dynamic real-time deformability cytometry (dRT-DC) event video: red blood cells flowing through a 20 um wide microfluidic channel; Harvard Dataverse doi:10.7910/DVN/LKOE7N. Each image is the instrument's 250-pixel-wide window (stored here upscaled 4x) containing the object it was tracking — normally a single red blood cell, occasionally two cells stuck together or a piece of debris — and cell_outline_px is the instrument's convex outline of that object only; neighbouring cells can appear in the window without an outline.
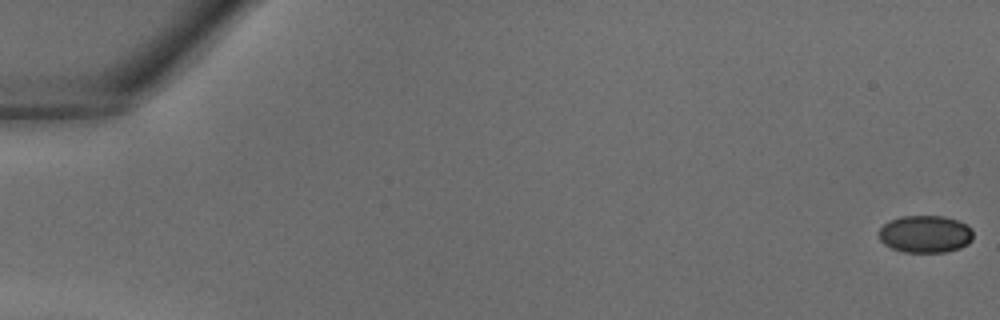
{"species": "common noctule bat (a hibernating species)", "species_latin": "Nyctalus noctula", "temperature_condition": "warm", "stored_images_in_passage": 40, "camera_frame_rate_fps": 3000, "um_per_image_px": 0.085, "animal": {"sex": "male", "body_mass_g": 18.8}, "frame": {"image": 1, "passage_image": 1, "time_ms": 0.0, "image_size_px": [1000, 320], "cell_outline_px": [[972, 240], [968, 244], [960, 248], [944, 252], [904, 252], [892, 248], [884, 244], [880, 240], [880, 228], [888, 220], [900, 216], [944, 216], [968, 224], [972, 228]], "centroid_in_image_um": [78.66, 19.89], "position_along_channel_um": 6.3, "area_um2": 20.63}}
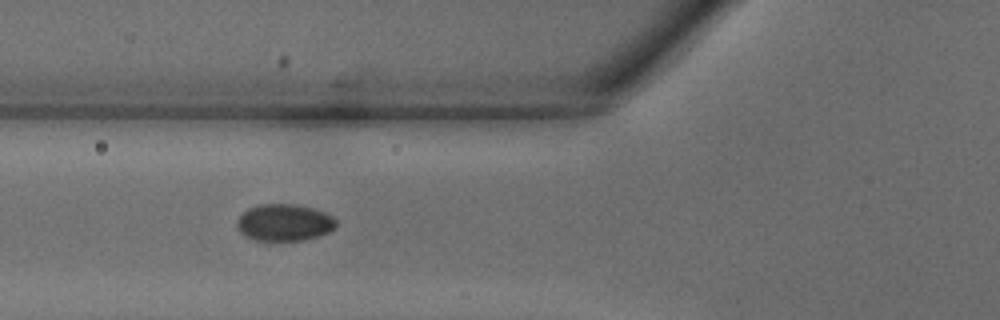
{"frame": {"image": 2, "passage_image": 16, "time_ms": 5.0, "image_size_px": [1000, 320], "cell_outline_px": [[336, 228], [320, 236], [304, 240], [256, 240], [244, 236], [236, 228], [236, 220], [248, 208], [260, 204], [296, 204], [312, 208], [324, 212], [332, 216], [336, 220]], "centroid_in_image_um": [24.15, 18.92], "position_along_channel_um": 101.6, "area_um2": 21.44}}
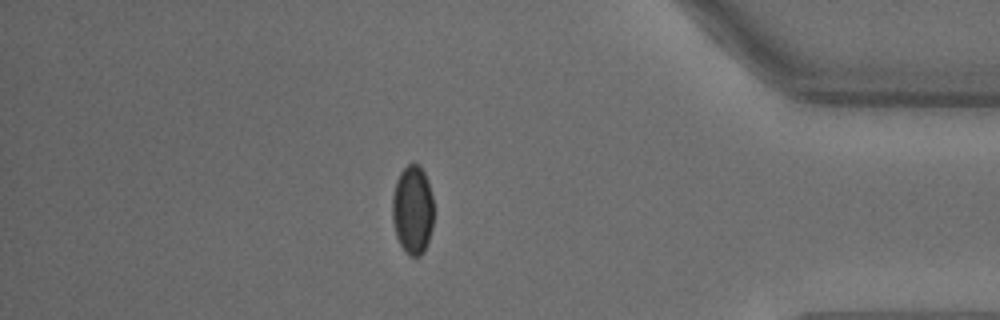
{"frame": {"image": 3, "passage_image": 35, "time_ms": 11.333, "image_size_px": [1000, 320], "cell_outline_px": [[432, 228], [424, 252], [420, 256], [408, 256], [404, 252], [396, 236], [392, 220], [392, 196], [396, 180], [400, 172], [412, 160], [420, 164], [428, 180], [432, 196]], "centroid_in_image_um": [35.05, 17.81], "position_along_channel_um": 400.1, "area_um2": 21.79}}